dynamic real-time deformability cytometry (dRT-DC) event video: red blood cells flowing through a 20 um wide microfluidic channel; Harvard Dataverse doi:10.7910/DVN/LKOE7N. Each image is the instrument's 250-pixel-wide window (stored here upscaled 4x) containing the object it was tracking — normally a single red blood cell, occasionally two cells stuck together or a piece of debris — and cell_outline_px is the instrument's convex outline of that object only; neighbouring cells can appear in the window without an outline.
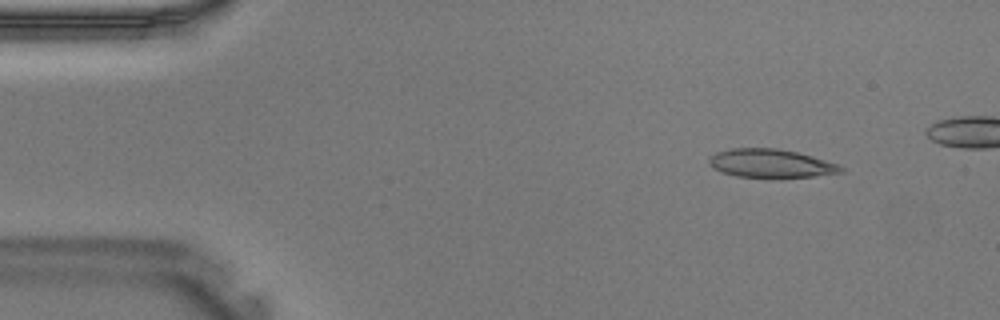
{"species": "Egyptian fruit bat (a non-hibernating species)", "species_latin": "Rousettus aegyptiacus", "temperature_condition": "warm", "stored_images_in_passage": 33, "camera_frame_rate_fps": 3000, "um_per_image_px": 0.085, "animal": {"sex": "male"}, "frame": {"image": 1, "passage_image": 1, "time_ms": 0.0, "image_size_px": [1000, 320], "cell_outline_px": [[844, 172], [812, 176], [772, 180], [736, 176], [720, 172], [712, 168], [708, 164], [708, 160], [716, 152], [732, 148], [776, 148], [796, 152], [812, 156], [840, 164], [844, 168]], "centroid_in_image_um": [65.52, 13.93], "position_along_channel_um": 19.5, "area_um2": 22.66}}
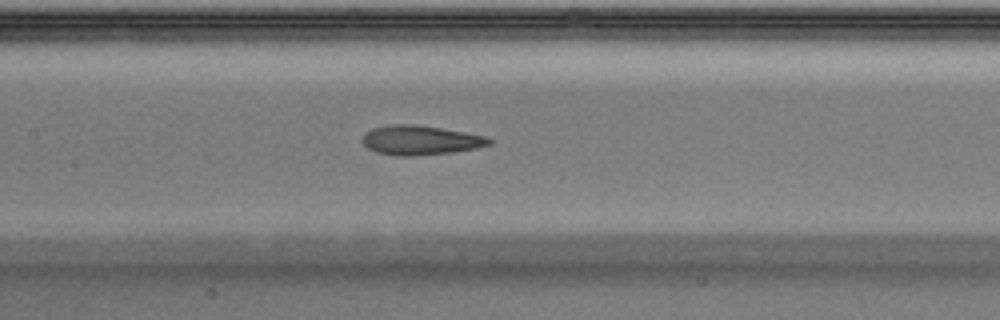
{"frame": {"image": 2, "passage_image": 15, "time_ms": 4.667, "image_size_px": [1000, 320], "cell_outline_px": [[492, 144], [476, 148], [452, 152], [408, 156], [396, 156], [376, 152], [368, 148], [360, 140], [372, 128], [388, 124], [416, 124], [464, 132], [484, 136], [492, 140]], "centroid_in_image_um": [35.71, 11.91], "position_along_channel_um": 171.7, "area_um2": 21.62}}
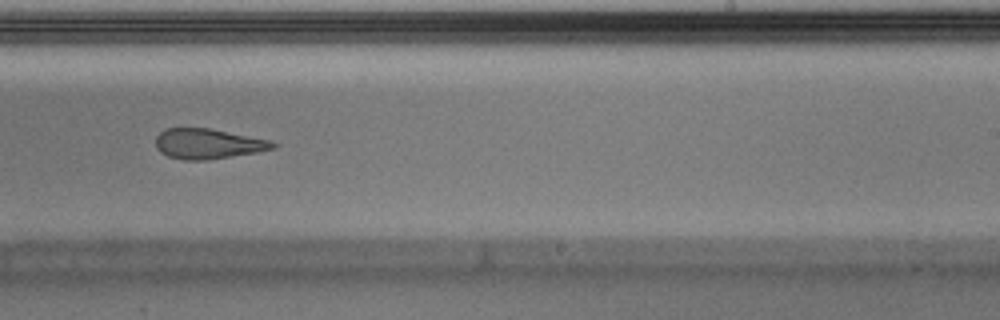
{"frame": {"image": 3, "passage_image": 21, "time_ms": 6.667, "image_size_px": [1000, 320], "cell_outline_px": [[276, 148], [256, 152], [208, 160], [184, 160], [168, 156], [160, 152], [156, 148], [156, 136], [164, 128], [208, 128], [272, 140], [276, 144]], "centroid_in_image_um": [17.67, 12.22], "position_along_channel_um": 271.3, "area_um2": 20.63}}